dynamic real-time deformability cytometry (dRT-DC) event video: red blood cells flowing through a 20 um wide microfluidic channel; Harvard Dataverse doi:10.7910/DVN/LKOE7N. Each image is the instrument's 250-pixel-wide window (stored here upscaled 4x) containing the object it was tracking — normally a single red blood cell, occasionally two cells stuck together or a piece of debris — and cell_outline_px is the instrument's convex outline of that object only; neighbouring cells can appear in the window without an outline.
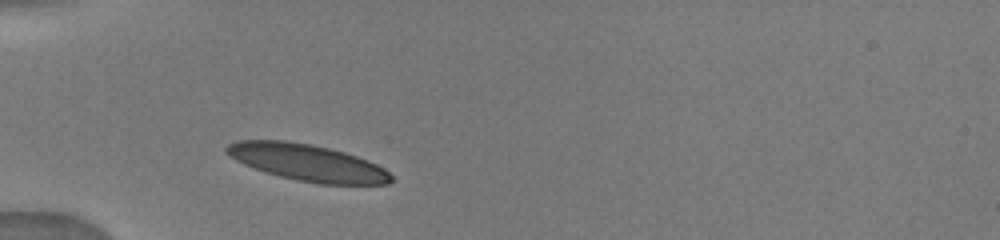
{"species": "human", "species_latin": "Homo sapiens", "temperature_condition": "warm", "stored_images_in_passage": 2, "camera_frame_rate_fps": 3000, "um_per_image_px": 0.085, "donor": {"sex": "male"}, "frame": {"image": 1, "passage_image": 1, "time_ms": 0.0, "image_size_px": [1000, 240], "cell_outline_px": [[392, 180], [388, 184], [320, 184], [296, 180], [280, 176], [244, 164], [228, 156], [224, 152], [224, 148], [228, 144], [236, 140], [284, 140], [308, 144], [328, 148], [344, 152], [368, 160], [384, 168], [392, 176]], "centroid_in_image_um": [26.11, 13.81], "position_along_channel_um": 58.9, "area_um2": 34.97}}